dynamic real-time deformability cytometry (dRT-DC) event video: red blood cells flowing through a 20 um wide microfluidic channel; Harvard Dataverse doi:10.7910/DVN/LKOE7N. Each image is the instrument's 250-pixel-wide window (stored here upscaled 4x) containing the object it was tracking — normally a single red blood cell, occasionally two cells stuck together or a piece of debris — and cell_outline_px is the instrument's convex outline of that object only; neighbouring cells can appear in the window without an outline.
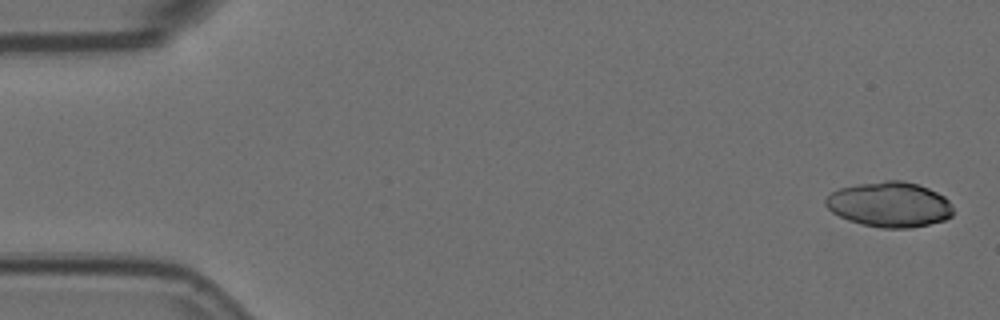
{"species": "Egyptian fruit bat (a non-hibernating species)", "species_latin": "Rousettus aegyptiacus", "temperature_condition": "room temperature", "stored_images_in_passage": 5, "segment_of_instrument_passage": [1, 2], "camera_frame_rate_fps": 3000, "um_per_image_px": 0.085, "animal": {"sex": "female"}, "frame": {"image": 1, "passage_image": 1, "time_ms": 0.0, "image_size_px": [1000, 320], "cell_outline_px": [[952, 216], [944, 220], [912, 228], [880, 228], [848, 220], [832, 212], [824, 204], [824, 200], [832, 192], [840, 188], [856, 184], [884, 180], [904, 180], [920, 184], [944, 196], [948, 200], [952, 208]], "centroid_in_image_um": [75.61, 17.37], "position_along_channel_um": 9.4, "area_um2": 33.64}}